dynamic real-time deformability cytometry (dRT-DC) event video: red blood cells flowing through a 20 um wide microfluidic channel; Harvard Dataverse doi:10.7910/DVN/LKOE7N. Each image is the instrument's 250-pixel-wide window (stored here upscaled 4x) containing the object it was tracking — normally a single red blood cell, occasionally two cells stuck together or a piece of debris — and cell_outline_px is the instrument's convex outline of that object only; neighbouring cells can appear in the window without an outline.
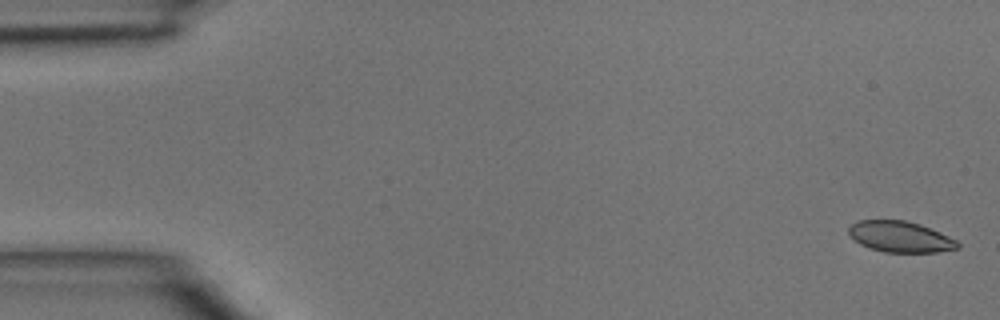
{"species": "common noctule bat (a hibernating species)", "species_latin": "Nyctalus noctula", "temperature_condition": "room temperature", "stored_images_in_passage": 45, "camera_frame_rate_fps": 3000, "um_per_image_px": 0.085, "animal": {"sex": "male", "body_mass_g": 15.6}, "frame": {"image": 1, "passage_image": 1, "time_ms": 0.0, "image_size_px": [1000, 320], "cell_outline_px": [[960, 248], [936, 252], [884, 252], [868, 248], [860, 244], [848, 232], [848, 228], [856, 220], [904, 220], [920, 224], [940, 232], [956, 240], [960, 244]], "centroid_in_image_um": [76.52, 20.12], "position_along_channel_um": 8.5, "area_um2": 19.65}}
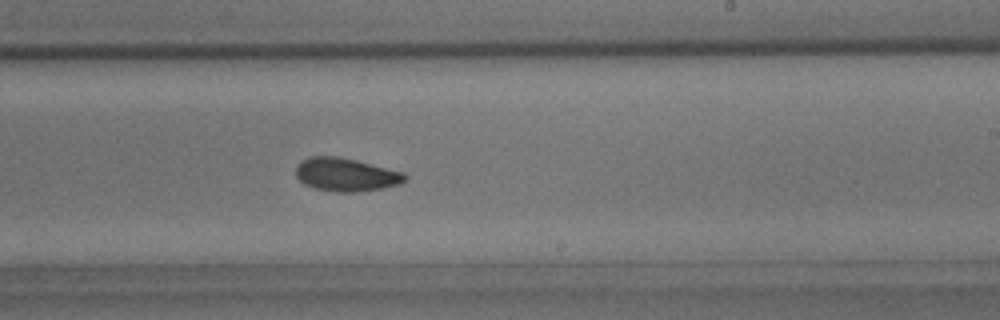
{"frame": {"image": 2, "passage_image": 27, "time_ms": 8.667, "image_size_px": [1000, 320], "cell_outline_px": [[408, 176], [400, 184], [380, 188], [352, 192], [336, 192], [312, 188], [304, 184], [296, 176], [296, 168], [304, 160], [312, 156], [336, 156], [356, 160], [404, 172]], "centroid_in_image_um": [29.41, 14.85], "position_along_channel_um": 259.6, "area_um2": 20.92}}
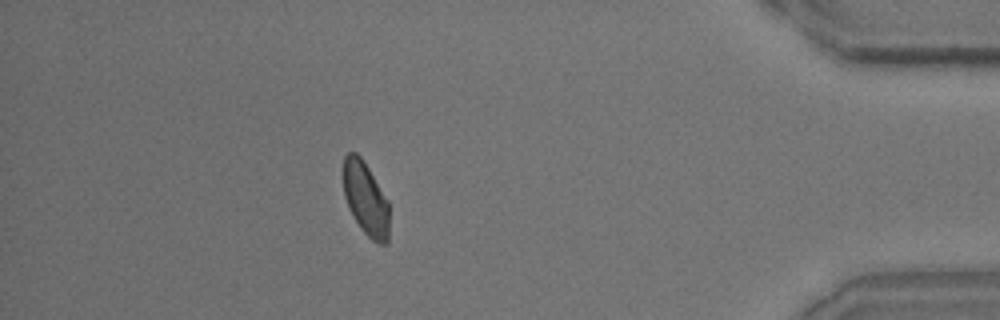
{"frame": {"image": 3, "passage_image": 40, "time_ms": 13.0, "image_size_px": [1000, 320], "cell_outline_px": [[388, 244], [380, 244], [372, 240], [360, 228], [348, 208], [344, 196], [340, 168], [344, 156], [348, 152], [356, 152], [360, 156], [368, 168], [388, 200]], "centroid_in_image_um": [31.02, 16.84], "position_along_channel_um": 404.2, "area_um2": 20.06}}